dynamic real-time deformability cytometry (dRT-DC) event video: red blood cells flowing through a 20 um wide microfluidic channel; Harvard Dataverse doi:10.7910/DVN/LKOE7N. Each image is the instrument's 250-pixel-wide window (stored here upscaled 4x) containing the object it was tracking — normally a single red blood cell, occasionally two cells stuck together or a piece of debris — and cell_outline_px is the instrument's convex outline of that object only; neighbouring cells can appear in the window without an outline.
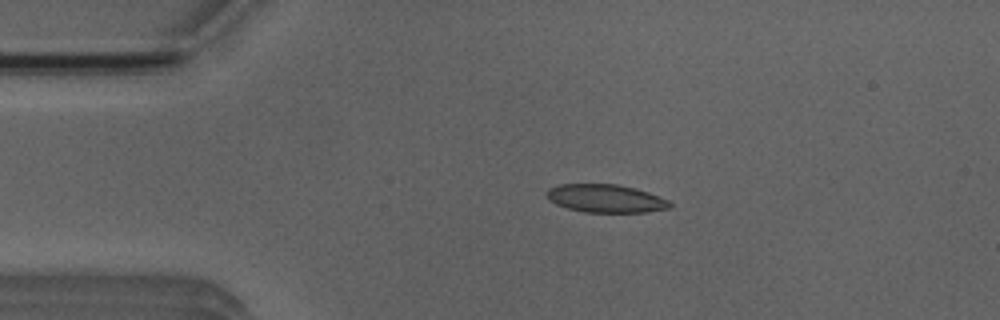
{"species": "Egyptian fruit bat (a non-hibernating species)", "species_latin": "Rousettus aegyptiacus", "temperature_condition": "room temperature", "stored_images_in_passage": 5, "camera_frame_rate_fps": 3000, "um_per_image_px": 0.085, "animal": {"sex": "male"}, "frame": {"image": 1, "passage_image": 3, "time_ms": 2.333, "image_size_px": [1000, 320], "cell_outline_px": [[672, 208], [644, 212], [584, 212], [568, 208], [556, 204], [548, 200], [548, 188], [560, 184], [616, 184], [636, 188], [648, 192], [668, 200], [672, 204]], "centroid_in_image_um": [51.5, 16.87], "position_along_channel_um": 33.5, "area_um2": 20.11}}